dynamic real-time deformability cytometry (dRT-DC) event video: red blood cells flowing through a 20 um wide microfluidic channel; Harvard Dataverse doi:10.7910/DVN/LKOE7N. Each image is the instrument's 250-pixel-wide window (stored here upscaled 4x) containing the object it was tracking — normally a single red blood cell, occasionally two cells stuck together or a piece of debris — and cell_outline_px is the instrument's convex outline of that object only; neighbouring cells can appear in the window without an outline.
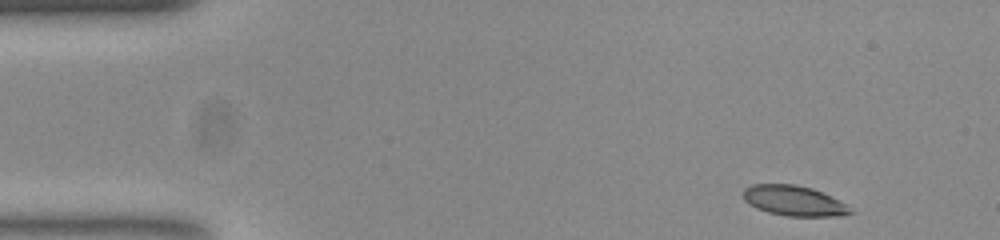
{"species": "common noctule bat (a hibernating species)", "species_latin": "Nyctalus noctula", "temperature_condition": "room temperature", "stored_images_in_passage": 48, "camera_frame_rate_fps": 3000, "um_per_image_px": 0.085, "animal": {"sex": "female", "body_mass_g": 23.0, "forearm_length_mm": 53.4}, "frame": {"image": 1, "passage_image": 1, "time_ms": 0.0, "image_size_px": [1000, 240], "cell_outline_px": [[852, 212], [836, 216], [788, 216], [768, 212], [756, 208], [744, 200], [744, 188], [752, 184], [796, 184], [812, 188], [844, 204]], "centroid_in_image_um": [67.4, 17.05], "position_along_channel_um": 17.6, "area_um2": 18.38}}
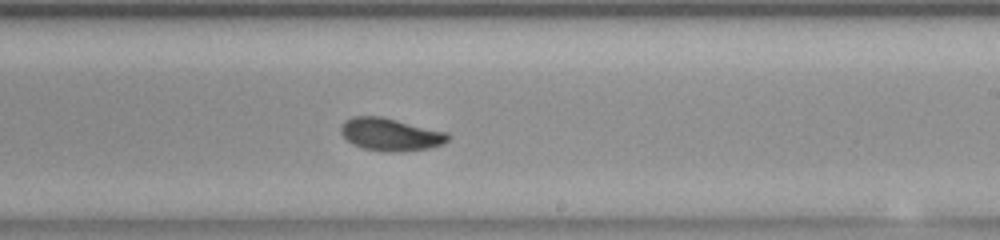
{"frame": {"image": 2, "passage_image": 27, "time_ms": 8.667, "image_size_px": [1000, 240], "cell_outline_px": [[448, 140], [440, 144], [428, 148], [400, 152], [364, 148], [348, 140], [340, 132], [340, 128], [344, 120], [352, 116], [380, 116], [448, 132]], "centroid_in_image_um": [33.18, 11.4], "position_along_channel_um": 255.8, "area_um2": 19.94}}
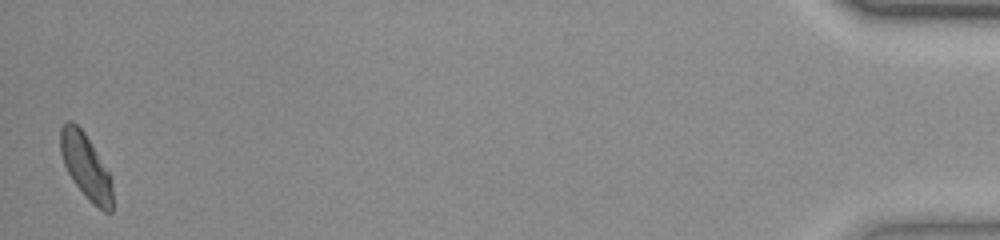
{"frame": {"image": 3, "passage_image": 48, "time_ms": 15.667, "image_size_px": [1000, 240], "cell_outline_px": [[112, 212], [104, 212], [72, 180], [64, 164], [60, 152], [60, 128], [68, 120], [72, 120], [84, 132], [108, 172], [112, 188]], "centroid_in_image_um": [7.26, 14.09], "position_along_channel_um": 427.9, "area_um2": 18.96}, "authors_computed_cell_mechanics": {"area_um2": 19.7098, "velocity_mm_per_s": 3.8533, "shape_relaxation_time_tau1_ms": 3.7526, "shape_relaxation_time_tau2_ms": 1.601, "deformation_change_tau1": 0.1559, "deformation_change_tau2": 0.0605}}